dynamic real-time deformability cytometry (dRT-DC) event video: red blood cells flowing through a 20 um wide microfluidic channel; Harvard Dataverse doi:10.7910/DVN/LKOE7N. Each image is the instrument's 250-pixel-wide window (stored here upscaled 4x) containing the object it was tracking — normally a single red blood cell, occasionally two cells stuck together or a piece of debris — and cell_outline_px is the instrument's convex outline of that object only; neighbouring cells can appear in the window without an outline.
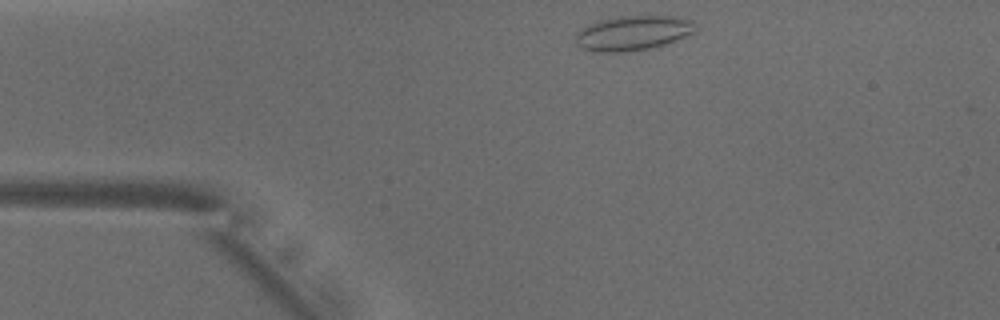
{"species": "common noctule bat (a hibernating species)", "species_latin": "Nyctalus noctula", "temperature_condition": "warm", "stored_images_in_passage": 30, "camera_frame_rate_fps": 3000, "um_per_image_px": 0.085, "animal": {"sex": "male", "body_mass_g": 18.8}, "frame": {"image": 1, "passage_image": 1, "time_ms": 0.0, "image_size_px": [1000, 320], "cell_outline_px": [[696, 28], [692, 32], [676, 40], [664, 44], [648, 48], [624, 52], [596, 52], [580, 48], [576, 44], [576, 32], [580, 28], [596, 20], [616, 16], [676, 16], [692, 20]], "centroid_in_image_um": [53.72, 2.79], "position_along_channel_um": 31.3, "area_um2": 24.33}}
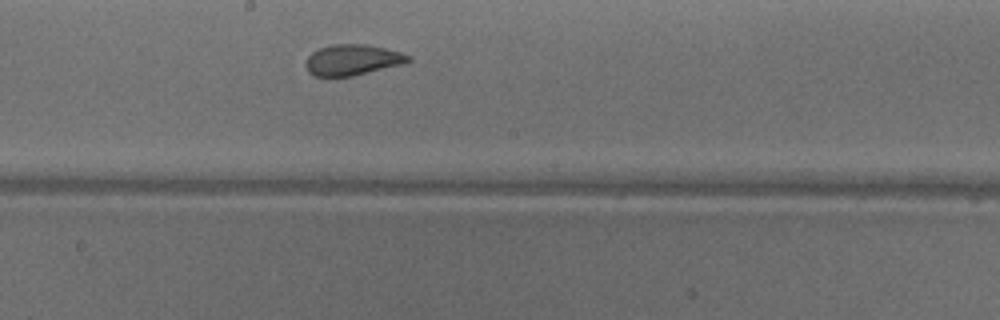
{"frame": {"image": 2, "passage_image": 18, "time_ms": 5.667, "image_size_px": [1000, 320], "cell_outline_px": [[412, 60], [404, 64], [352, 76], [316, 76], [308, 72], [308, 56], [312, 52], [320, 48], [332, 44], [364, 44], [384, 48], [400, 52], [412, 56]], "centroid_in_image_um": [30.01, 5.09], "position_along_channel_um": 218.2, "area_um2": 18.21}}
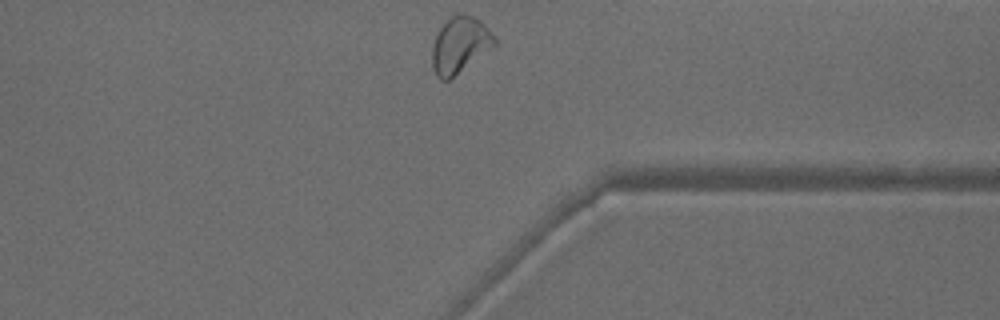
{"frame": {"image": 3, "passage_image": 30, "time_ms": 9.667, "image_size_px": [1000, 320], "cell_outline_px": [[496, 44], [448, 80], [440, 80], [436, 76], [432, 68], [432, 48], [436, 36], [440, 28], [452, 16], [472, 16], [480, 20], [488, 28], [496, 40]], "centroid_in_image_um": [39.07, 3.85], "position_along_channel_um": 372.3, "area_um2": 19.71}, "authors_computed_cell_mechanics": {"area_um2": 18.8428, "velocity_mm_per_s": 3.9709, "shape_relaxation_time_tau1_ms": 5.8909, "shape_relaxation_time_tau2_ms": 0.8785, "deformation_change_tau1": 0.1437, "deformation_change_tau2": 0.0687}}